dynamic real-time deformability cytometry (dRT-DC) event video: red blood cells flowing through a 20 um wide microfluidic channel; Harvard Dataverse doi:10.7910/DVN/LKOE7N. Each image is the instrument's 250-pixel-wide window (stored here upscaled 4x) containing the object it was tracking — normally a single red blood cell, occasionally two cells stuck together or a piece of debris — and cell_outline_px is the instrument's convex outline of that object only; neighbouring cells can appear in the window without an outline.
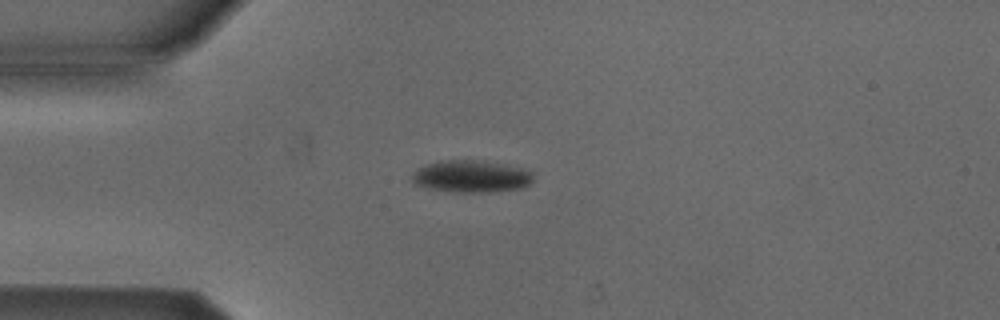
{"species": "Egyptian fruit bat (a non-hibernating species)", "species_latin": "Rousettus aegyptiacus", "temperature_condition": "cold", "stored_images_in_passage": 40, "camera_frame_rate_fps": 3000, "um_per_image_px": 0.085, "animal": {"sex": "male"}, "frame": {"image": 1, "passage_image": 1, "time_ms": 0.0, "image_size_px": [1000, 320], "cell_outline_px": [[532, 180], [528, 184], [520, 188], [488, 192], [460, 192], [432, 188], [416, 184], [412, 180], [412, 172], [424, 164], [440, 160], [476, 160], [500, 164], [520, 168], [532, 172]], "centroid_in_image_um": [40.01, 14.98], "position_along_channel_um": 45.0, "area_um2": 22.25}}
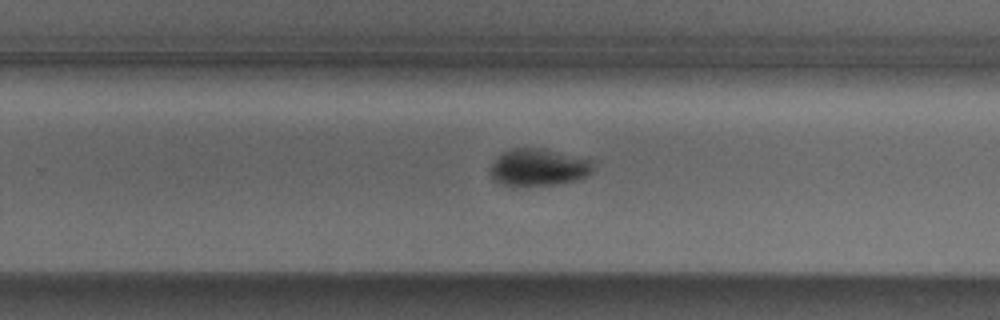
{"frame": {"image": 2, "passage_image": 21, "time_ms": 6.667, "image_size_px": [1000, 320], "cell_outline_px": [[592, 172], [588, 176], [576, 180], [556, 184], [512, 188], [492, 180], [488, 172], [492, 164], [504, 152], [512, 148], [544, 148], [592, 160]], "centroid_in_image_um": [45.73, 14.26], "position_along_channel_um": 284.1, "area_um2": 22.72}}
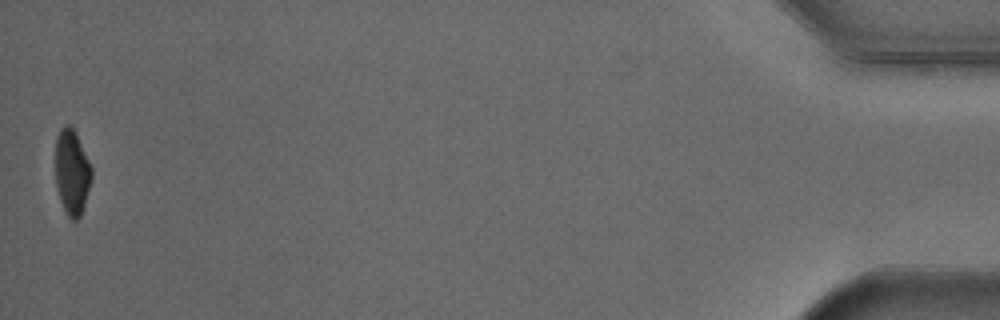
{"frame": {"image": 3, "passage_image": 40, "time_ms": 13.0, "image_size_px": [1000, 320], "cell_outline_px": [[92, 180], [80, 216], [76, 220], [72, 220], [68, 216], [60, 200], [56, 184], [56, 136], [60, 128], [68, 124], [72, 128], [92, 168]], "centroid_in_image_um": [6.11, 14.65], "position_along_channel_um": 429.1, "area_um2": 17.57}, "authors_computed_cell_mechanics": {"area_um2": 22.1663, "velocity_mm_per_s": 3.857, "shape_relaxation_time_tau1_ms": 3.1822, "shape_relaxation_time_tau2_ms": null, "deformation_change_tau1": 0.1069, "deformation_change_tau2": null}}